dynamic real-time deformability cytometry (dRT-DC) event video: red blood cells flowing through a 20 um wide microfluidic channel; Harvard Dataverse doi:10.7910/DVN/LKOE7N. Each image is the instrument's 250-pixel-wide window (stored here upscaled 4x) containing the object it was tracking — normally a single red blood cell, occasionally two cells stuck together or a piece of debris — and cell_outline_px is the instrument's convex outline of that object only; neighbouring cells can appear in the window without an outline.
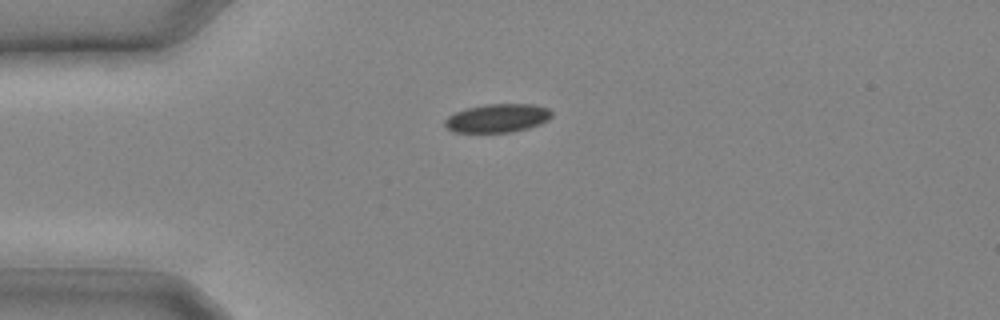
{"species": "common noctule bat (a hibernating species)", "species_latin": "Nyctalus noctula", "temperature_condition": "cold", "stored_images_in_passage": 11, "camera_frame_rate_fps": 3000, "um_per_image_px": 0.085, "animal": {"sex": "male", "body_mass_g": 20.4}, "frame": {"image": 1, "passage_image": 1, "time_ms": 0.0, "image_size_px": [1000, 320], "cell_outline_px": [[552, 116], [548, 120], [540, 124], [528, 128], [512, 132], [452, 132], [444, 124], [444, 120], [448, 116], [456, 112], [468, 108], [484, 104], [532, 104], [548, 108], [552, 112]], "centroid_in_image_um": [42.29, 10.04], "position_along_channel_um": 42.7, "area_um2": 17.74}}
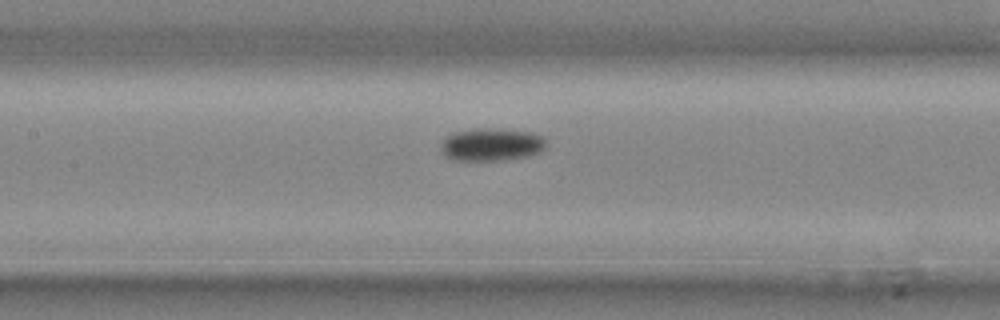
{"frame": {"image": 2, "passage_image": 7, "time_ms": 2.0, "image_size_px": [1000, 320], "cell_outline_px": [[548, 144], [540, 152], [528, 156], [504, 160], [452, 160], [444, 156], [440, 152], [440, 144], [448, 136], [456, 132], [480, 128], [488, 128], [528, 132], [540, 136]], "centroid_in_image_um": [41.74, 12.31], "position_along_channel_um": 165.7, "area_um2": 19.94}}
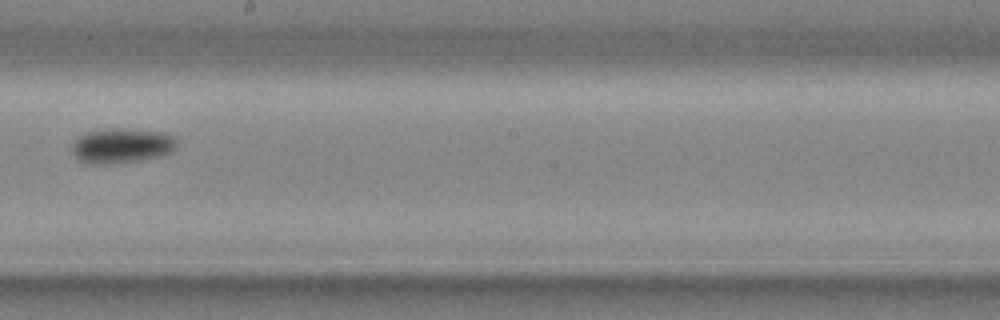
{"frame": {"image": 3, "passage_image": 10, "time_ms": 3.0, "image_size_px": [1000, 320], "cell_outline_px": [[176, 148], [172, 152], [164, 156], [140, 160], [112, 164], [92, 164], [80, 160], [72, 152], [72, 144], [84, 132], [108, 128], [120, 128], [168, 132], [176, 140]], "centroid_in_image_um": [10.38, 12.37], "position_along_channel_um": 237.8, "area_um2": 21.62}}